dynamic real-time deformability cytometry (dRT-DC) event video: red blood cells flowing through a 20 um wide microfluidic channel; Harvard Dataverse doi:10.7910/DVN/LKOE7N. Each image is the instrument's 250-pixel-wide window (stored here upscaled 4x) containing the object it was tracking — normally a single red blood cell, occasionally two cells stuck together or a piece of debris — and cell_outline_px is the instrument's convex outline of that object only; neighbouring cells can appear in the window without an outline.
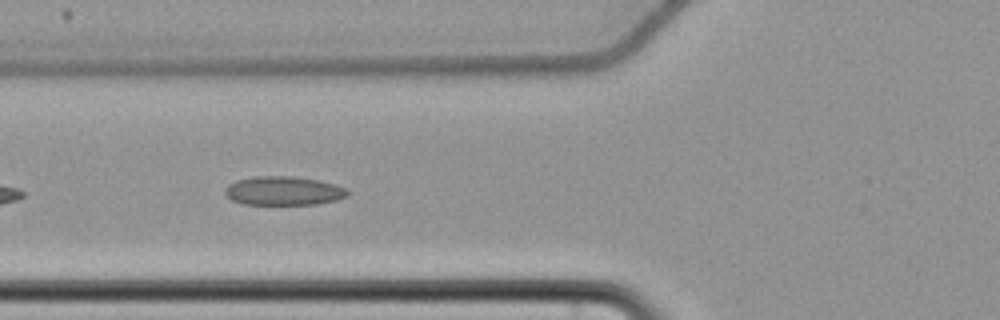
{"species": "common noctule bat (a hibernating species)", "species_latin": "Nyctalus noctula", "temperature_condition": "cold", "stored_images_in_passage": 10, "camera_frame_rate_fps": 3000, "um_per_image_px": 0.085, "animal": {"sex": "female", "body_mass_g": 22.7, "forearm_length_mm": 54.2}, "frame": {"image": 1, "passage_image": 6, "time_ms": 1.667, "image_size_px": [1000, 320], "cell_outline_px": [[348, 196], [336, 200], [316, 204], [244, 204], [232, 200], [224, 192], [224, 188], [228, 184], [236, 180], [252, 176], [288, 176], [320, 180], [336, 184], [348, 188]], "centroid_in_image_um": [24.11, 16.21], "position_along_channel_um": 101.7, "area_um2": 20.75}}